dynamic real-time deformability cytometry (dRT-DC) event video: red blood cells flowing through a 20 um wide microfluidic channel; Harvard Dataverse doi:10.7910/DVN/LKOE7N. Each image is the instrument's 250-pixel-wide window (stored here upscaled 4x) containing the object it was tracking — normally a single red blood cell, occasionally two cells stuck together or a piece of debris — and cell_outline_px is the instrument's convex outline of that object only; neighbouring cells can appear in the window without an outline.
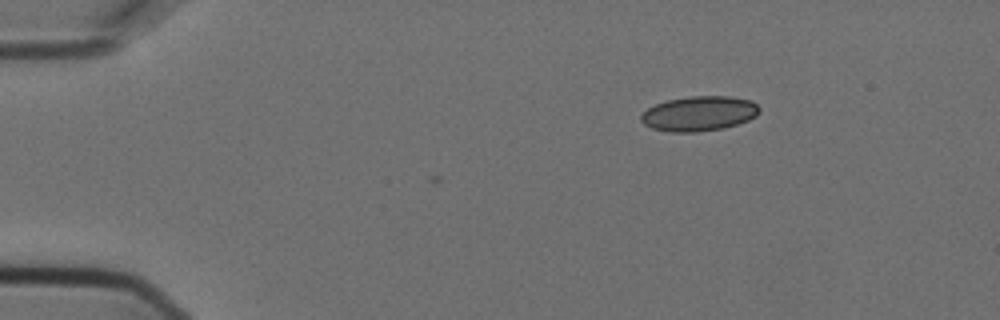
{"species": "Egyptian fruit bat (a non-hibernating species)", "species_latin": "Rousettus aegyptiacus", "temperature_condition": "cold", "stored_images_in_passage": 3, "camera_frame_rate_fps": 3000, "um_per_image_px": 0.085, "animal": {"sex": "female"}, "frame": {"image": 1, "passage_image": 1, "time_ms": 0.0, "image_size_px": [1000, 320], "cell_outline_px": [[760, 112], [756, 116], [748, 120], [724, 128], [696, 132], [668, 132], [652, 128], [644, 124], [640, 120], [640, 116], [648, 108], [656, 104], [668, 100], [688, 96], [732, 96], [752, 100], [760, 108]], "centroid_in_image_um": [59.44, 9.65], "position_along_channel_um": 25.6, "area_um2": 24.16}}